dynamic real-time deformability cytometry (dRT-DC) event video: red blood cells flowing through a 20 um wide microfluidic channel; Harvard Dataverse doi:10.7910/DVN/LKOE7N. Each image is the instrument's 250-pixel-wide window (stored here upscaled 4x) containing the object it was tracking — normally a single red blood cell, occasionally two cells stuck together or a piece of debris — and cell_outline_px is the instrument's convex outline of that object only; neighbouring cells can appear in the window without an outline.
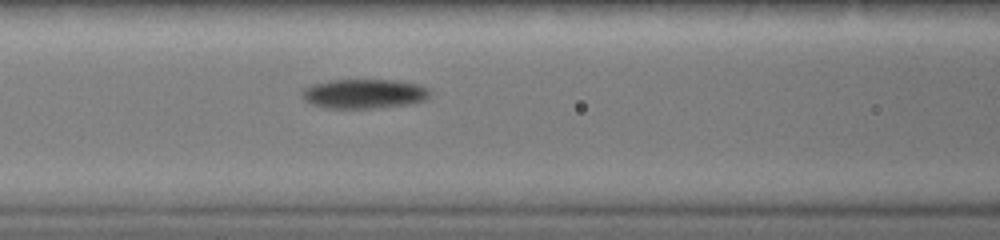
{"species": "common noctule bat (a hibernating species)", "species_latin": "Nyctalus noctula", "temperature_condition": "warm", "stored_images_in_passage": 22, "camera_frame_rate_fps": 3000, "um_per_image_px": 0.085, "animal": {"sex": "female", "body_mass_g": 19.0, "forearm_length_mm": 51.5}, "frame": {"image": 1, "passage_image": 7, "time_ms": 2.0, "image_size_px": [1000, 240], "cell_outline_px": [[432, 92], [428, 100], [408, 104], [372, 108], [324, 108], [312, 104], [304, 100], [300, 92], [304, 88], [312, 84], [328, 80], [396, 80], [420, 84], [428, 88]], "centroid_in_image_um": [30.97, 7.96], "position_along_channel_um": 135.6, "area_um2": 22.25}}
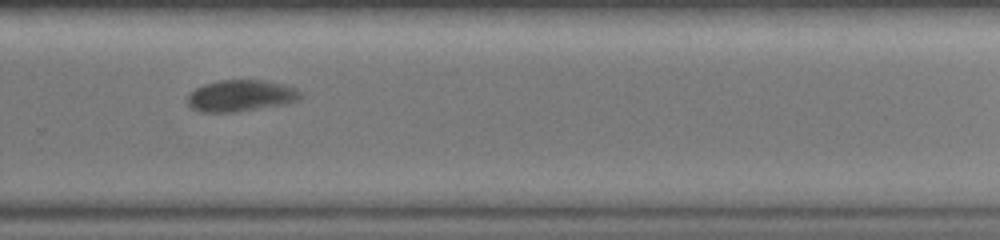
{"frame": {"image": 2, "passage_image": 16, "time_ms": 5.0, "image_size_px": [1000, 240], "cell_outline_px": [[304, 96], [296, 100], [284, 104], [236, 112], [204, 112], [192, 108], [188, 104], [188, 96], [196, 88], [204, 84], [220, 80], [264, 80], [296, 88], [304, 92]], "centroid_in_image_um": [20.5, 8.13], "position_along_channel_um": 309.3, "area_um2": 20.63}}